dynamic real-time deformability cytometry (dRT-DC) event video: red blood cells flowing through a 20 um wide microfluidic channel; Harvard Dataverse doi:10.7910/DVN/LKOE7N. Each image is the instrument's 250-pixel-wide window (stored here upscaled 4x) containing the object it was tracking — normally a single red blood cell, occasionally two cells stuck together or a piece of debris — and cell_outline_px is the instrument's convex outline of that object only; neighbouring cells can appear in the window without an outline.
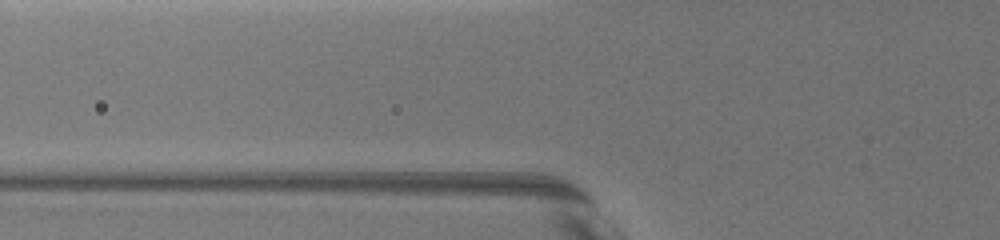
{"species": "common noctule bat (a hibernating species)", "species_latin": "Nyctalus noctula", "temperature_condition": "warm", "stored_images_in_passage": 12, "camera_frame_rate_fps": 3000, "um_per_image_px": 0.085, "animal": {"sex": "female", "body_mass_g": 19.5, "forearm_length_mm": 54.1}, "frame": {"image": 1, "passage_image": 10, "time_ms": 1.0, "image_size_px": [1000, 240], "cell_outline_px": [[324, 172], [308, 184], [292, 188], [248, 188], [208, 180], [224, 172]], "centroid_in_image_um": [22.67, 15.23], "position_along_channel_um": 103.1, "area_um2": 10.4}}